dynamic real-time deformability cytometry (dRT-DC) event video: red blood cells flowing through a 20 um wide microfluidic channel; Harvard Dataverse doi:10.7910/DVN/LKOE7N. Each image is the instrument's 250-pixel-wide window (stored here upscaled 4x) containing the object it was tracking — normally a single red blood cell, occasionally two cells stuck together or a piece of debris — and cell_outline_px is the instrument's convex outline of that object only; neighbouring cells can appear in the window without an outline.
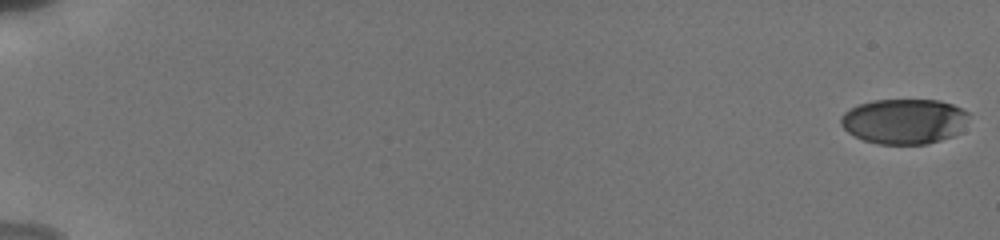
{"species": "human", "species_latin": "Homo sapiens", "temperature_condition": "cold", "stored_images_in_passage": 14, "camera_frame_rate_fps": 3000, "um_per_image_px": 0.085, "donor": {"sex": "male"}, "frame": {"image": 1, "passage_image": 1, "time_ms": 0.0, "image_size_px": [1000, 240], "cell_outline_px": [[968, 116], [960, 132], [952, 136], [928, 144], [880, 144], [864, 140], [848, 132], [840, 124], [840, 116], [844, 112], [860, 104], [872, 100], [940, 100], [952, 104], [968, 112]], "centroid_in_image_um": [76.85, 10.31], "position_along_channel_um": 8.2, "area_um2": 33.58}}
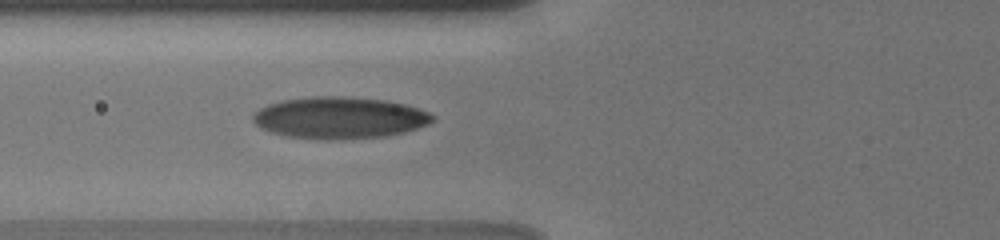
{"frame": {"image": 2, "passage_image": 12, "time_ms": 7.667, "image_size_px": [1000, 240], "cell_outline_px": [[436, 116], [428, 124], [404, 132], [388, 136], [340, 140], [328, 140], [288, 136], [272, 132], [260, 128], [252, 120], [252, 112], [268, 104], [280, 100], [312, 96], [344, 96], [384, 100], [404, 104], [428, 112]], "centroid_in_image_um": [28.82, 10.01], "position_along_channel_um": 97.0, "area_um2": 43.87}}
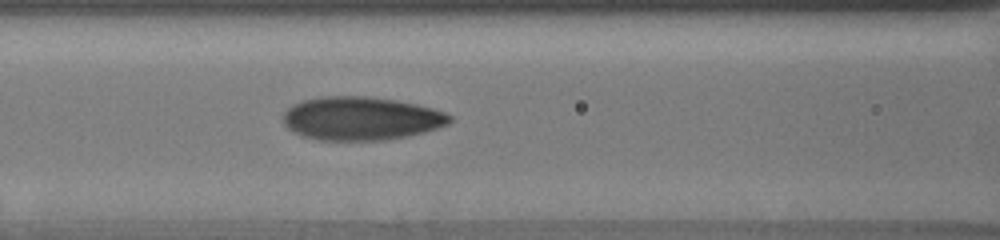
{"frame": {"image": 3, "passage_image": 14, "time_ms": 8.667, "image_size_px": [1000, 240], "cell_outline_px": [[452, 120], [448, 124], [424, 132], [408, 136], [388, 140], [316, 140], [300, 136], [288, 128], [284, 124], [284, 112], [292, 104], [300, 100], [320, 96], [368, 96], [396, 100], [416, 104], [432, 108], [444, 112], [452, 116]], "centroid_in_image_um": [30.66, 10.07], "position_along_channel_um": 135.9, "area_um2": 42.48}}